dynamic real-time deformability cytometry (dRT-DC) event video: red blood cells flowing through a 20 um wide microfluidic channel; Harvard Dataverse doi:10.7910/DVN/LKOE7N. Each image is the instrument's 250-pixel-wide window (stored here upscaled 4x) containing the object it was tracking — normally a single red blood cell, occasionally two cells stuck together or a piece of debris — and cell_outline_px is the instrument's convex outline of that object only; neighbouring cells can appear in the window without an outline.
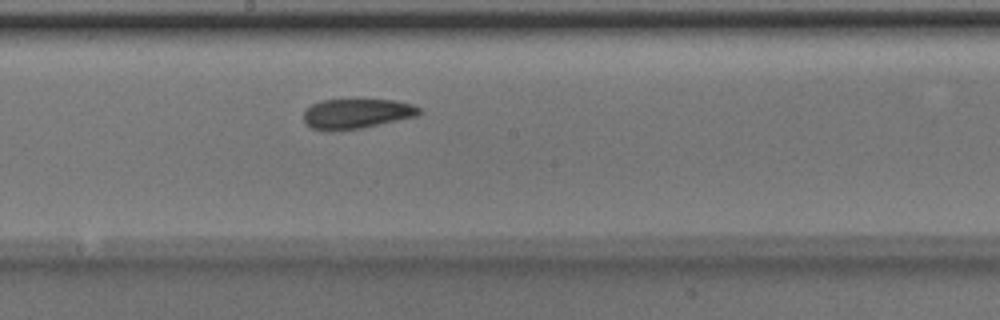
{"species": "Egyptian fruit bat (a non-hibernating species)", "species_latin": "Rousettus aegyptiacus", "temperature_condition": "room temperature", "stored_images_in_passage": 8, "camera_frame_rate_fps": 3000, "um_per_image_px": 0.085, "animal": {"sex": "male"}, "frame": {"image": 1, "passage_image": 8, "time_ms": 2.333, "image_size_px": [1000, 320], "cell_outline_px": [[420, 116], [360, 128], [328, 132], [312, 128], [304, 120], [304, 112], [312, 104], [320, 100], [392, 100], [412, 104], [420, 108]], "centroid_in_image_um": [30.32, 9.67], "position_along_channel_um": 217.9, "area_um2": 20.11}}